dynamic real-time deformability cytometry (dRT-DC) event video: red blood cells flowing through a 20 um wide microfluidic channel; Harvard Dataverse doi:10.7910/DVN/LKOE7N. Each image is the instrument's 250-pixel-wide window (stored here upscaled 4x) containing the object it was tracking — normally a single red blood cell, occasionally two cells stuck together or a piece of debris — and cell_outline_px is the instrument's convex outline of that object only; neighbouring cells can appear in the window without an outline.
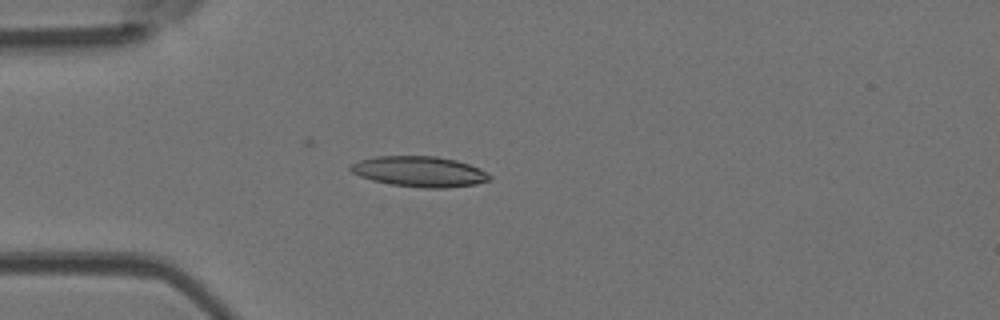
{"species": "Egyptian fruit bat (a non-hibernating species)", "species_latin": "Rousettus aegyptiacus", "temperature_condition": "room temperature", "stored_images_in_passage": 42, "camera_frame_rate_fps": 3000, "um_per_image_px": 0.085, "animal": {"sex": "female"}, "frame": {"image": 1, "passage_image": 10, "time_ms": 3.0, "image_size_px": [1000, 320], "cell_outline_px": [[492, 176], [488, 180], [476, 184], [444, 188], [424, 188], [392, 184], [372, 180], [360, 176], [352, 172], [348, 168], [352, 164], [360, 160], [376, 156], [436, 156], [456, 160], [480, 168]], "centroid_in_image_um": [35.66, 14.58], "position_along_channel_um": 49.3, "area_um2": 24.57}}
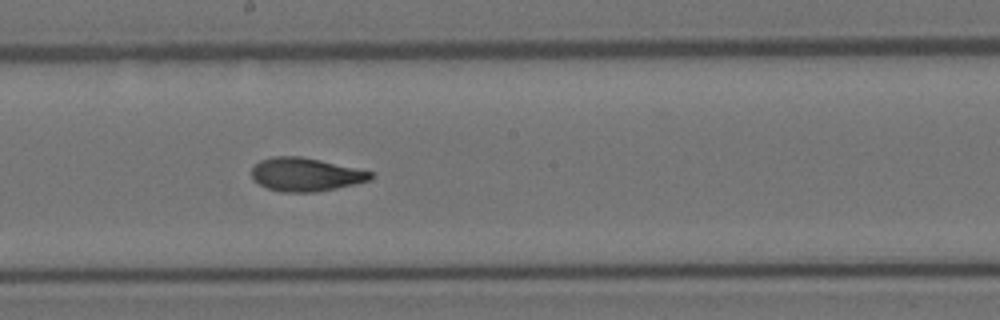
{"frame": {"image": 2, "passage_image": 24, "time_ms": 7.667, "image_size_px": [1000, 320], "cell_outline_px": [[376, 176], [372, 180], [356, 184], [316, 192], [280, 192], [268, 188], [252, 180], [252, 168], [260, 160], [272, 156], [300, 156], [320, 160], [372, 172]], "centroid_in_image_um": [25.99, 14.84], "position_along_channel_um": 222.2, "area_um2": 23.24}}
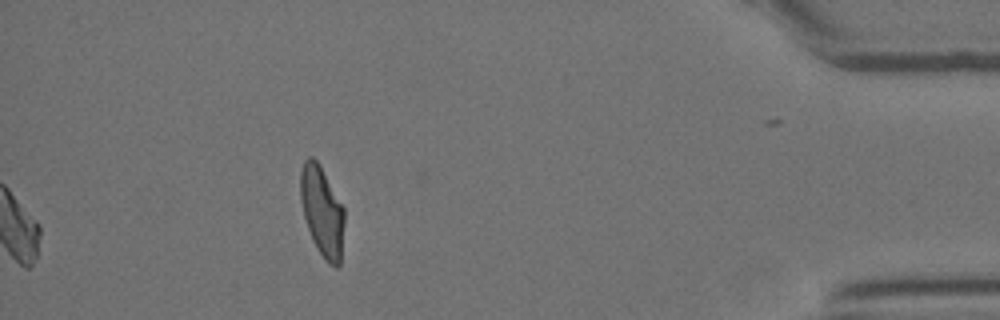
{"frame": {"image": 3, "passage_image": 42, "time_ms": 13.667, "image_size_px": [1000, 320], "cell_outline_px": [[344, 224], [340, 264], [336, 268], [328, 264], [316, 248], [312, 240], [304, 216], [300, 200], [300, 172], [304, 160], [308, 156], [312, 156], [316, 160], [344, 208]], "centroid_in_image_um": [27.36, 17.99], "position_along_channel_um": 407.8, "area_um2": 22.89}, "authors_computed_cell_mechanics": {"area_um2": 23.2645, "velocity_mm_per_s": 3.9718, "shape_relaxation_time_tau1_ms": 6.3735, "shape_relaxation_time_tau2_ms": 1.8515, "deformation_change_tau1": 0.2208, "deformation_change_tau2": 0.0921}}